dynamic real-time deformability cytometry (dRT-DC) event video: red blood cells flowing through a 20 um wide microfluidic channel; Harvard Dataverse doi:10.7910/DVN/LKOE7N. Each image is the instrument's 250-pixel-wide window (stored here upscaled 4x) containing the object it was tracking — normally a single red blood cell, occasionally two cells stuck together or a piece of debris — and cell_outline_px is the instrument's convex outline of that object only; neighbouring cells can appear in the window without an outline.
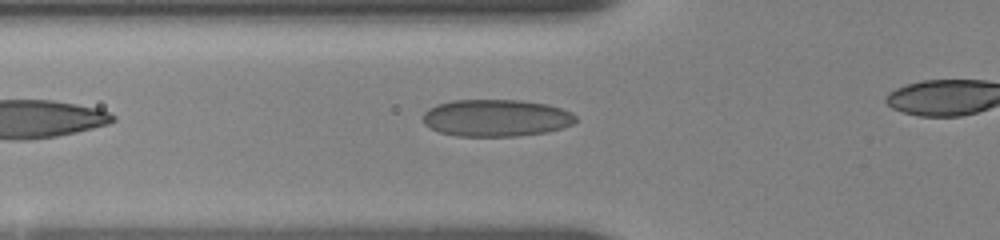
{"species": "human", "species_latin": "Homo sapiens", "temperature_condition": "room temperature", "stored_images_in_passage": 4, "camera_frame_rate_fps": 3000, "um_per_image_px": 0.085, "donor": {"sex": "female"}, "frame": {"image": 1, "passage_image": 4, "time_ms": 3.0, "image_size_px": [1000, 240], "cell_outline_px": [[576, 120], [572, 124], [564, 128], [548, 132], [516, 136], [456, 136], [440, 132], [424, 124], [424, 112], [428, 108], [436, 104], [452, 100], [520, 100], [548, 104], [572, 112], [576, 116]], "centroid_in_image_um": [42.19, 10.02], "position_along_channel_um": 83.6, "area_um2": 33.18}}